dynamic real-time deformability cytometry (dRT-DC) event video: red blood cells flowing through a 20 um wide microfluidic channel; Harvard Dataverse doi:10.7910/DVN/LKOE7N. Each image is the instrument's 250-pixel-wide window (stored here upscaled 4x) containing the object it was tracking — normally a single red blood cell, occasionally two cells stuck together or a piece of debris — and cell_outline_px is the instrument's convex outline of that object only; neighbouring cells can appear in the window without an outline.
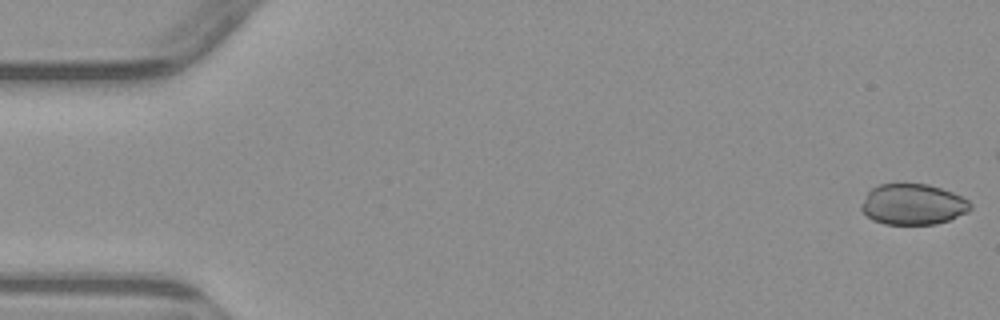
{"species": "common noctule bat (a hibernating species)", "species_latin": "Nyctalus noctula", "temperature_condition": "warm", "stored_images_in_passage": 6, "camera_frame_rate_fps": 3000, "um_per_image_px": 0.085, "animal": {"sex": "male", "body_mass_g": 23.1, "forearm_length_mm": 52.7}, "frame": {"image": 1, "passage_image": 1, "time_ms": 0.0, "image_size_px": [1000, 320], "cell_outline_px": [[972, 208], [968, 212], [948, 220], [936, 224], [884, 224], [872, 220], [860, 208], [860, 204], [868, 192], [872, 188], [880, 184], [928, 184], [952, 192], [968, 200], [972, 204]], "centroid_in_image_um": [77.6, 17.37], "position_along_channel_um": 7.4, "area_um2": 25.89}}